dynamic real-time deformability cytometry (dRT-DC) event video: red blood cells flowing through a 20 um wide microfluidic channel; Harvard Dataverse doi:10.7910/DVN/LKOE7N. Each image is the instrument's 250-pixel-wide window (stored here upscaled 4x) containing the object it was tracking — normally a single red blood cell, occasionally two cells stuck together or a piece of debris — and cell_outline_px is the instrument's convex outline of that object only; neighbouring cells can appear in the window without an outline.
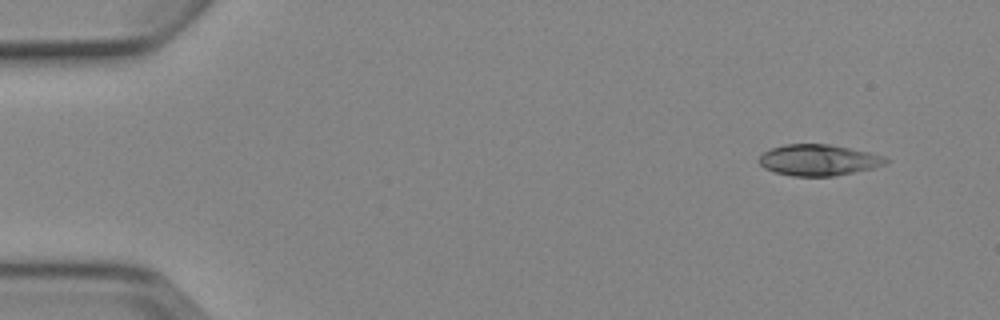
{"species": "Egyptian fruit bat (a non-hibernating species)", "species_latin": "Rousettus aegyptiacus", "temperature_condition": "cold", "stored_images_in_passage": 4, "camera_frame_rate_fps": 3000, "um_per_image_px": 0.085, "animal": {"sex": "female"}, "frame": {"image": 1, "passage_image": 1, "time_ms": 0.0, "image_size_px": [1000, 320], "cell_outline_px": [[892, 160], [884, 164], [872, 168], [832, 176], [792, 176], [776, 172], [764, 168], [756, 160], [764, 152], [772, 148], [784, 144], [828, 144], [868, 152], [884, 156]], "centroid_in_image_um": [69.55, 13.6], "position_along_channel_um": 15.5, "area_um2": 22.83}}
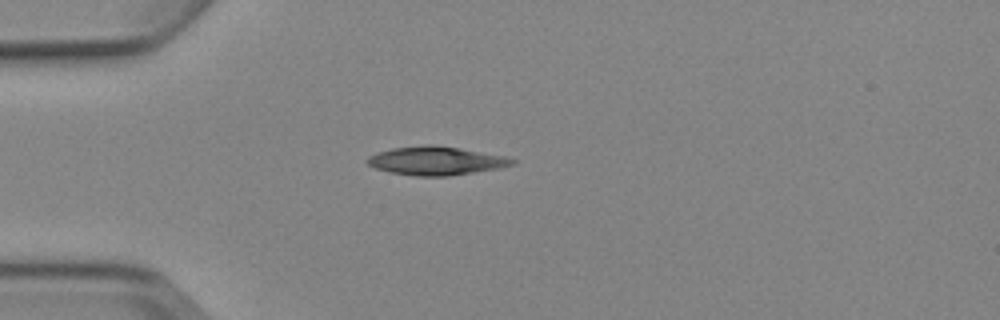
{"frame": {"image": 2, "passage_image": 4, "time_ms": 3.333, "image_size_px": [1000, 320], "cell_outline_px": [[516, 160], [512, 164], [500, 168], [448, 176], [416, 176], [388, 172], [376, 168], [368, 164], [364, 160], [368, 156], [376, 152], [392, 148], [428, 144], [432, 144], [460, 148], [504, 156]], "centroid_in_image_um": [37.0, 13.66], "position_along_channel_um": 48.0, "area_um2": 24.1}}